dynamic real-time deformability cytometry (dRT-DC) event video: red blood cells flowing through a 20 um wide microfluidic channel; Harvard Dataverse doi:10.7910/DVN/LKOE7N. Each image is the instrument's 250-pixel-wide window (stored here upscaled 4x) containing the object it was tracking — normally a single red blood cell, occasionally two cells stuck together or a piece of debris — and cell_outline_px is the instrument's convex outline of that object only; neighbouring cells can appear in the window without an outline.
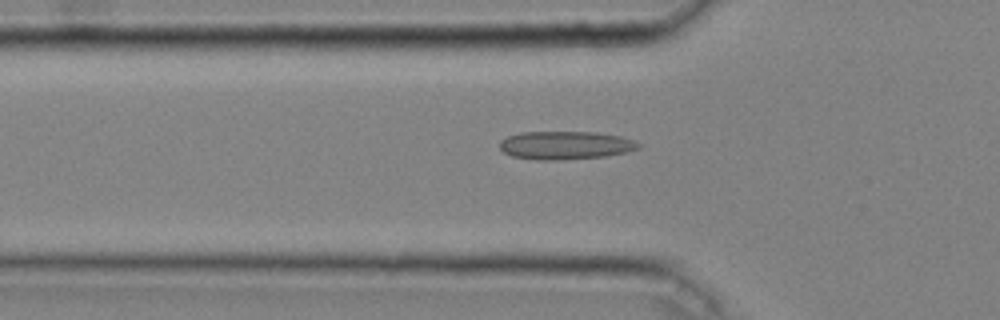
{"species": "common noctule bat (a hibernating species)", "species_latin": "Nyctalus noctula", "temperature_condition": "cold", "stored_images_in_passage": 43, "camera_frame_rate_fps": 3000, "um_per_image_px": 0.085, "animal": {"sex": "male", "body_mass_g": 20.4}, "frame": {"image": 1, "passage_image": 15, "time_ms": 4.667, "image_size_px": [1000, 320], "cell_outline_px": [[640, 148], [624, 152], [604, 156], [556, 160], [536, 160], [512, 156], [504, 152], [500, 148], [500, 140], [508, 136], [520, 132], [596, 132], [620, 136], [632, 140], [640, 144]], "centroid_in_image_um": [48.02, 12.34], "position_along_channel_um": 77.8, "area_um2": 22.66}}
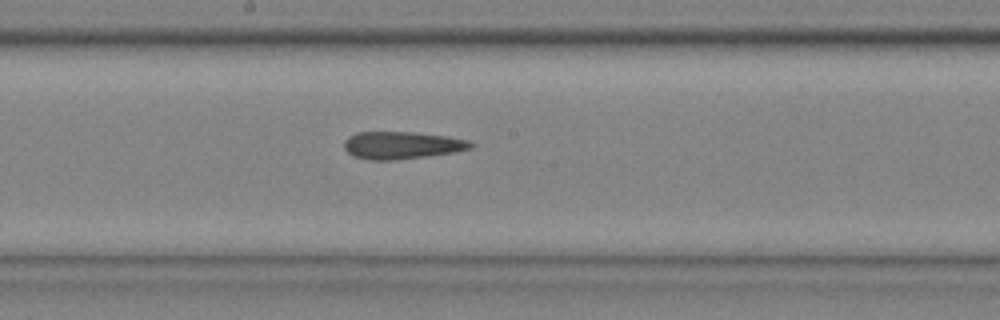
{"frame": {"image": 2, "passage_image": 25, "time_ms": 8.0, "image_size_px": [1000, 320], "cell_outline_px": [[476, 144], [472, 148], [452, 152], [396, 160], [368, 160], [352, 156], [344, 148], [344, 140], [348, 136], [356, 132], [416, 132], [444, 136], [468, 140]], "centroid_in_image_um": [34.11, 12.34], "position_along_channel_um": 214.1, "area_um2": 20.23}}
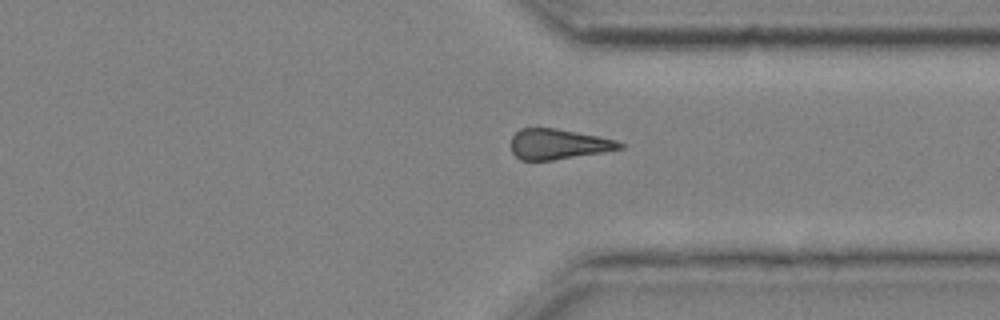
{"frame": {"image": 3, "passage_image": 36, "time_ms": 11.667, "image_size_px": [1000, 320], "cell_outline_px": [[624, 148], [604, 152], [552, 160], [520, 160], [512, 152], [512, 136], [520, 128], [556, 128], [616, 140], [624, 144]], "centroid_in_image_um": [47.45, 12.25], "position_along_channel_um": 363.9, "area_um2": 19.07}, "authors_computed_cell_mechanics": {"area_um2": 20.7502, "velocity_mm_per_s": 4.0841, "shape_relaxation_time_tau1_ms": null, "shape_relaxation_time_tau2_ms": 4.9875, "deformation_change_tau1": null, "deformation_change_tau2": 0.1521}}